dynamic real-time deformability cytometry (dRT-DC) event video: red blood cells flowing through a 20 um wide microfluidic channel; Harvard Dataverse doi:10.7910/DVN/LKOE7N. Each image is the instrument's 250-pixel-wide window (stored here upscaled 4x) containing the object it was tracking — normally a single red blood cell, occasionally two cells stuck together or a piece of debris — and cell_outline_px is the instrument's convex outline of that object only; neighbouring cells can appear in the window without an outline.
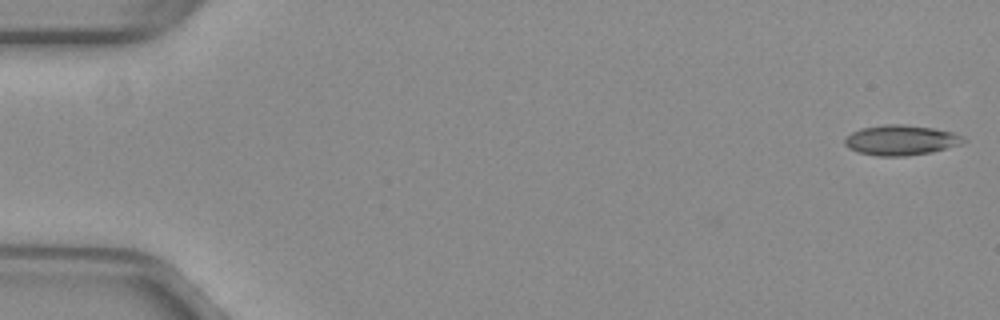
{"species": "common noctule bat (a hibernating species)", "species_latin": "Nyctalus noctula", "temperature_condition": "warm", "stored_images_in_passage": 20, "camera_frame_rate_fps": 3000, "um_per_image_px": 0.085, "animal": {"sex": "female", "body_mass_g": 29.2, "forearm_length_mm": 56.3}, "frame": {"image": 1, "passage_image": 1, "time_ms": 0.0, "image_size_px": [1000, 320], "cell_outline_px": [[968, 140], [960, 144], [932, 152], [904, 156], [880, 156], [860, 152], [848, 148], [844, 144], [844, 136], [860, 128], [884, 124], [904, 124], [932, 128], [952, 132]], "centroid_in_image_um": [76.53, 11.9], "position_along_channel_um": 8.5, "area_um2": 20.81}}
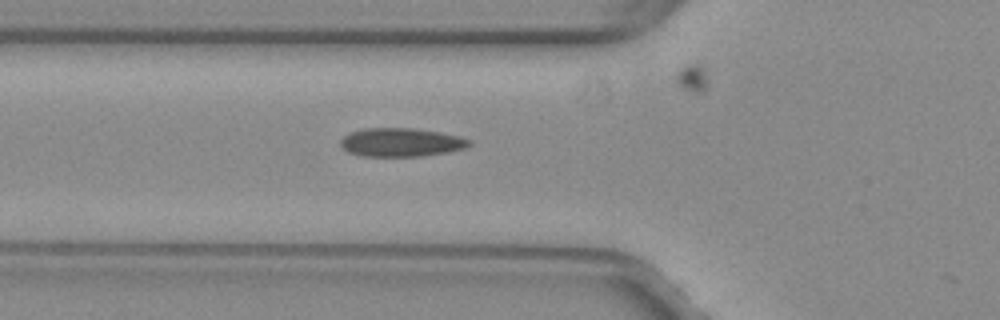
{"frame": {"image": 2, "passage_image": 19, "time_ms": 6.0, "image_size_px": [1000, 320], "cell_outline_px": [[472, 144], [464, 148], [448, 152], [424, 156], [360, 156], [348, 152], [340, 144], [340, 140], [344, 136], [352, 132], [364, 128], [412, 128], [440, 132], [460, 136], [472, 140]], "centroid_in_image_um": [34.12, 12.1], "position_along_channel_um": 91.7, "area_um2": 21.5}}